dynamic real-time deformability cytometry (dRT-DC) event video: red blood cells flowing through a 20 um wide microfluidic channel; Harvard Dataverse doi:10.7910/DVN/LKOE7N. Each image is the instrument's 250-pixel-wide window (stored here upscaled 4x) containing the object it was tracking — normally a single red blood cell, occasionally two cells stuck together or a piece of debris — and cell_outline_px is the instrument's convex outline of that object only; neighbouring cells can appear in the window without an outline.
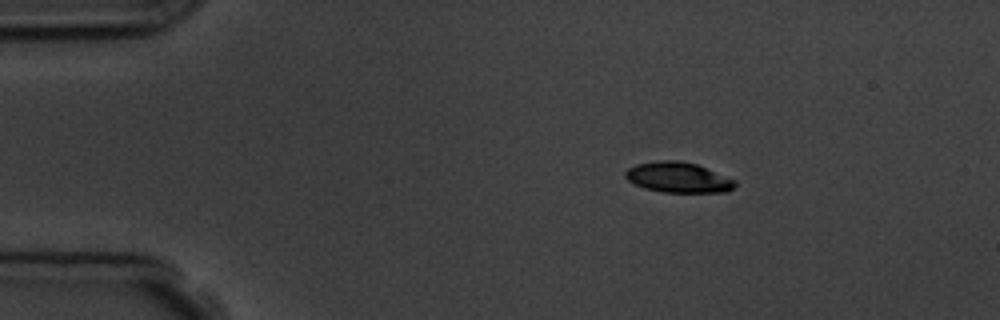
{"species": "common noctule bat (a hibernating species)", "species_latin": "Nyctalus noctula", "temperature_condition": "room temperature", "stored_images_in_passage": 3, "camera_frame_rate_fps": 3000, "um_per_image_px": 0.085, "animal": {"sex": "male", "body_mass_g": 19.5, "forearm_length_mm": 54.6}, "frame": {"image": 1, "passage_image": 1, "time_ms": 0.0, "image_size_px": [1000, 320], "cell_outline_px": [[736, 184], [728, 192], [664, 192], [644, 188], [628, 180], [624, 176], [624, 172], [628, 168], [636, 164], [656, 160], [676, 160], [696, 164], [736, 180]], "centroid_in_image_um": [57.63, 15.07], "position_along_channel_um": 27.4, "area_um2": 19.36}}